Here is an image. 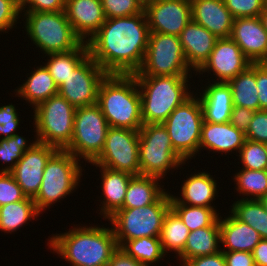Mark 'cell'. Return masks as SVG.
Instances as JSON below:
<instances>
[{
  "label": "cell",
  "mask_w": 267,
  "mask_h": 266,
  "mask_svg": "<svg viewBox=\"0 0 267 266\" xmlns=\"http://www.w3.org/2000/svg\"><path fill=\"white\" fill-rule=\"evenodd\" d=\"M149 34L145 11L107 18L87 41L89 56L107 74L133 75L143 64Z\"/></svg>",
  "instance_id": "obj_1"
},
{
  "label": "cell",
  "mask_w": 267,
  "mask_h": 266,
  "mask_svg": "<svg viewBox=\"0 0 267 266\" xmlns=\"http://www.w3.org/2000/svg\"><path fill=\"white\" fill-rule=\"evenodd\" d=\"M76 226H72L68 232L49 237V248L70 266H107L119 248L112 226Z\"/></svg>",
  "instance_id": "obj_2"
},
{
  "label": "cell",
  "mask_w": 267,
  "mask_h": 266,
  "mask_svg": "<svg viewBox=\"0 0 267 266\" xmlns=\"http://www.w3.org/2000/svg\"><path fill=\"white\" fill-rule=\"evenodd\" d=\"M99 105L110 127L140 130L141 96L134 75L107 74L98 89Z\"/></svg>",
  "instance_id": "obj_3"
},
{
  "label": "cell",
  "mask_w": 267,
  "mask_h": 266,
  "mask_svg": "<svg viewBox=\"0 0 267 266\" xmlns=\"http://www.w3.org/2000/svg\"><path fill=\"white\" fill-rule=\"evenodd\" d=\"M192 76H135L141 96L143 124H162L194 91ZM189 85V86H188ZM190 87V88H189Z\"/></svg>",
  "instance_id": "obj_4"
},
{
  "label": "cell",
  "mask_w": 267,
  "mask_h": 266,
  "mask_svg": "<svg viewBox=\"0 0 267 266\" xmlns=\"http://www.w3.org/2000/svg\"><path fill=\"white\" fill-rule=\"evenodd\" d=\"M23 14L26 35L46 55L72 51L83 43L72 28L65 11Z\"/></svg>",
  "instance_id": "obj_5"
},
{
  "label": "cell",
  "mask_w": 267,
  "mask_h": 266,
  "mask_svg": "<svg viewBox=\"0 0 267 266\" xmlns=\"http://www.w3.org/2000/svg\"><path fill=\"white\" fill-rule=\"evenodd\" d=\"M171 209V193L166 191L155 203L136 208H120L108 220L120 248L126 241L159 237L163 221Z\"/></svg>",
  "instance_id": "obj_6"
},
{
  "label": "cell",
  "mask_w": 267,
  "mask_h": 266,
  "mask_svg": "<svg viewBox=\"0 0 267 266\" xmlns=\"http://www.w3.org/2000/svg\"><path fill=\"white\" fill-rule=\"evenodd\" d=\"M80 161L66 150H57L49 158L43 172L40 190L33 199L41 214L80 186L83 175Z\"/></svg>",
  "instance_id": "obj_7"
},
{
  "label": "cell",
  "mask_w": 267,
  "mask_h": 266,
  "mask_svg": "<svg viewBox=\"0 0 267 266\" xmlns=\"http://www.w3.org/2000/svg\"><path fill=\"white\" fill-rule=\"evenodd\" d=\"M140 175L163 180L172 169H181L186 162L175 152L163 124H143L139 130ZM181 165V166H180Z\"/></svg>",
  "instance_id": "obj_8"
},
{
  "label": "cell",
  "mask_w": 267,
  "mask_h": 266,
  "mask_svg": "<svg viewBox=\"0 0 267 266\" xmlns=\"http://www.w3.org/2000/svg\"><path fill=\"white\" fill-rule=\"evenodd\" d=\"M33 110L38 142L64 150L73 137L76 108L57 93Z\"/></svg>",
  "instance_id": "obj_9"
},
{
  "label": "cell",
  "mask_w": 267,
  "mask_h": 266,
  "mask_svg": "<svg viewBox=\"0 0 267 266\" xmlns=\"http://www.w3.org/2000/svg\"><path fill=\"white\" fill-rule=\"evenodd\" d=\"M198 92L175 108L162 123L175 152L186 162L199 153L203 110Z\"/></svg>",
  "instance_id": "obj_10"
},
{
  "label": "cell",
  "mask_w": 267,
  "mask_h": 266,
  "mask_svg": "<svg viewBox=\"0 0 267 266\" xmlns=\"http://www.w3.org/2000/svg\"><path fill=\"white\" fill-rule=\"evenodd\" d=\"M110 128L99 105L76 108L73 137L64 149L75 158L93 162L103 151L106 135Z\"/></svg>",
  "instance_id": "obj_11"
},
{
  "label": "cell",
  "mask_w": 267,
  "mask_h": 266,
  "mask_svg": "<svg viewBox=\"0 0 267 266\" xmlns=\"http://www.w3.org/2000/svg\"><path fill=\"white\" fill-rule=\"evenodd\" d=\"M191 70L178 36L150 32L143 64L133 75L191 76Z\"/></svg>",
  "instance_id": "obj_12"
},
{
  "label": "cell",
  "mask_w": 267,
  "mask_h": 266,
  "mask_svg": "<svg viewBox=\"0 0 267 266\" xmlns=\"http://www.w3.org/2000/svg\"><path fill=\"white\" fill-rule=\"evenodd\" d=\"M139 130L110 127L100 155L90 163L116 171L140 175Z\"/></svg>",
  "instance_id": "obj_13"
},
{
  "label": "cell",
  "mask_w": 267,
  "mask_h": 266,
  "mask_svg": "<svg viewBox=\"0 0 267 266\" xmlns=\"http://www.w3.org/2000/svg\"><path fill=\"white\" fill-rule=\"evenodd\" d=\"M106 75L88 56L58 87V93L75 108L96 104L100 83Z\"/></svg>",
  "instance_id": "obj_14"
},
{
  "label": "cell",
  "mask_w": 267,
  "mask_h": 266,
  "mask_svg": "<svg viewBox=\"0 0 267 266\" xmlns=\"http://www.w3.org/2000/svg\"><path fill=\"white\" fill-rule=\"evenodd\" d=\"M251 63L231 38H221L216 41L210 56L196 71L195 75L198 73L203 75L206 72L211 74L213 72L216 80L211 79V82L227 83L239 73L245 71Z\"/></svg>",
  "instance_id": "obj_15"
},
{
  "label": "cell",
  "mask_w": 267,
  "mask_h": 266,
  "mask_svg": "<svg viewBox=\"0 0 267 266\" xmlns=\"http://www.w3.org/2000/svg\"><path fill=\"white\" fill-rule=\"evenodd\" d=\"M149 31L179 36L192 20L190 0H154L144 6Z\"/></svg>",
  "instance_id": "obj_16"
},
{
  "label": "cell",
  "mask_w": 267,
  "mask_h": 266,
  "mask_svg": "<svg viewBox=\"0 0 267 266\" xmlns=\"http://www.w3.org/2000/svg\"><path fill=\"white\" fill-rule=\"evenodd\" d=\"M57 150L54 146L37 142L9 172L26 197L34 199L38 194L46 163Z\"/></svg>",
  "instance_id": "obj_17"
},
{
  "label": "cell",
  "mask_w": 267,
  "mask_h": 266,
  "mask_svg": "<svg viewBox=\"0 0 267 266\" xmlns=\"http://www.w3.org/2000/svg\"><path fill=\"white\" fill-rule=\"evenodd\" d=\"M230 38L252 63L267 62V31L259 16L234 19Z\"/></svg>",
  "instance_id": "obj_18"
},
{
  "label": "cell",
  "mask_w": 267,
  "mask_h": 266,
  "mask_svg": "<svg viewBox=\"0 0 267 266\" xmlns=\"http://www.w3.org/2000/svg\"><path fill=\"white\" fill-rule=\"evenodd\" d=\"M65 13L83 42H87L106 20L101 0H66Z\"/></svg>",
  "instance_id": "obj_19"
},
{
  "label": "cell",
  "mask_w": 267,
  "mask_h": 266,
  "mask_svg": "<svg viewBox=\"0 0 267 266\" xmlns=\"http://www.w3.org/2000/svg\"><path fill=\"white\" fill-rule=\"evenodd\" d=\"M192 20L218 39L230 38L234 18L223 0H190Z\"/></svg>",
  "instance_id": "obj_20"
},
{
  "label": "cell",
  "mask_w": 267,
  "mask_h": 266,
  "mask_svg": "<svg viewBox=\"0 0 267 266\" xmlns=\"http://www.w3.org/2000/svg\"><path fill=\"white\" fill-rule=\"evenodd\" d=\"M186 62L197 71L210 56L218 38L205 27L191 20L178 36Z\"/></svg>",
  "instance_id": "obj_21"
},
{
  "label": "cell",
  "mask_w": 267,
  "mask_h": 266,
  "mask_svg": "<svg viewBox=\"0 0 267 266\" xmlns=\"http://www.w3.org/2000/svg\"><path fill=\"white\" fill-rule=\"evenodd\" d=\"M245 141V134L233 126L230 122L211 123L203 120L201 126V139L199 152L203 148L213 153H227L236 151L239 153ZM238 151V152H237Z\"/></svg>",
  "instance_id": "obj_22"
},
{
  "label": "cell",
  "mask_w": 267,
  "mask_h": 266,
  "mask_svg": "<svg viewBox=\"0 0 267 266\" xmlns=\"http://www.w3.org/2000/svg\"><path fill=\"white\" fill-rule=\"evenodd\" d=\"M209 82L208 79V86L198 95L203 119L211 123L229 122L234 107L231 87L225 82Z\"/></svg>",
  "instance_id": "obj_23"
},
{
  "label": "cell",
  "mask_w": 267,
  "mask_h": 266,
  "mask_svg": "<svg viewBox=\"0 0 267 266\" xmlns=\"http://www.w3.org/2000/svg\"><path fill=\"white\" fill-rule=\"evenodd\" d=\"M96 168L99 167L101 172V190L103 191V200L100 210V215L107 220L118 209L123 206L127 187L130 180L134 177L127 172L116 171L107 167L99 165H93Z\"/></svg>",
  "instance_id": "obj_24"
},
{
  "label": "cell",
  "mask_w": 267,
  "mask_h": 266,
  "mask_svg": "<svg viewBox=\"0 0 267 266\" xmlns=\"http://www.w3.org/2000/svg\"><path fill=\"white\" fill-rule=\"evenodd\" d=\"M219 217L221 251L252 252L260 242L259 233L250 225L239 221L232 213Z\"/></svg>",
  "instance_id": "obj_25"
},
{
  "label": "cell",
  "mask_w": 267,
  "mask_h": 266,
  "mask_svg": "<svg viewBox=\"0 0 267 266\" xmlns=\"http://www.w3.org/2000/svg\"><path fill=\"white\" fill-rule=\"evenodd\" d=\"M217 180L206 171L191 174L183 181L180 197L173 196L180 204L214 208L213 201L218 196ZM212 202V203H211Z\"/></svg>",
  "instance_id": "obj_26"
},
{
  "label": "cell",
  "mask_w": 267,
  "mask_h": 266,
  "mask_svg": "<svg viewBox=\"0 0 267 266\" xmlns=\"http://www.w3.org/2000/svg\"><path fill=\"white\" fill-rule=\"evenodd\" d=\"M28 79L22 85L15 88L16 96L21 97L32 108H36L39 104L46 101L53 95L58 93V86L55 84L53 77L44 65L37 66L33 69Z\"/></svg>",
  "instance_id": "obj_27"
},
{
  "label": "cell",
  "mask_w": 267,
  "mask_h": 266,
  "mask_svg": "<svg viewBox=\"0 0 267 266\" xmlns=\"http://www.w3.org/2000/svg\"><path fill=\"white\" fill-rule=\"evenodd\" d=\"M219 218L209 227L190 232L184 250L176 257L181 261L221 251Z\"/></svg>",
  "instance_id": "obj_28"
},
{
  "label": "cell",
  "mask_w": 267,
  "mask_h": 266,
  "mask_svg": "<svg viewBox=\"0 0 267 266\" xmlns=\"http://www.w3.org/2000/svg\"><path fill=\"white\" fill-rule=\"evenodd\" d=\"M160 178L153 176H134L127 187L121 208H136L155 203L166 191L159 185ZM162 187V188H161Z\"/></svg>",
  "instance_id": "obj_29"
},
{
  "label": "cell",
  "mask_w": 267,
  "mask_h": 266,
  "mask_svg": "<svg viewBox=\"0 0 267 266\" xmlns=\"http://www.w3.org/2000/svg\"><path fill=\"white\" fill-rule=\"evenodd\" d=\"M227 83L232 90L234 106L245 107L253 111L260 110L256 87V63H251L245 71L239 73Z\"/></svg>",
  "instance_id": "obj_30"
},
{
  "label": "cell",
  "mask_w": 267,
  "mask_h": 266,
  "mask_svg": "<svg viewBox=\"0 0 267 266\" xmlns=\"http://www.w3.org/2000/svg\"><path fill=\"white\" fill-rule=\"evenodd\" d=\"M44 66L54 79L55 84L59 87L65 79L73 72L88 56L89 49L87 42H83L78 48L67 51L50 53Z\"/></svg>",
  "instance_id": "obj_31"
},
{
  "label": "cell",
  "mask_w": 267,
  "mask_h": 266,
  "mask_svg": "<svg viewBox=\"0 0 267 266\" xmlns=\"http://www.w3.org/2000/svg\"><path fill=\"white\" fill-rule=\"evenodd\" d=\"M40 215L32 198L25 197L18 202L0 206V231L11 233L18 231L27 221L34 220ZM31 219V220H30Z\"/></svg>",
  "instance_id": "obj_32"
},
{
  "label": "cell",
  "mask_w": 267,
  "mask_h": 266,
  "mask_svg": "<svg viewBox=\"0 0 267 266\" xmlns=\"http://www.w3.org/2000/svg\"><path fill=\"white\" fill-rule=\"evenodd\" d=\"M229 213L239 221L250 225L261 239H267V211L264 203L258 199H236Z\"/></svg>",
  "instance_id": "obj_33"
},
{
  "label": "cell",
  "mask_w": 267,
  "mask_h": 266,
  "mask_svg": "<svg viewBox=\"0 0 267 266\" xmlns=\"http://www.w3.org/2000/svg\"><path fill=\"white\" fill-rule=\"evenodd\" d=\"M190 230L182 222L180 217L170 209L166 214L160 233V241L163 252L167 255L168 251L176 253L178 256L185 248L187 237Z\"/></svg>",
  "instance_id": "obj_34"
},
{
  "label": "cell",
  "mask_w": 267,
  "mask_h": 266,
  "mask_svg": "<svg viewBox=\"0 0 267 266\" xmlns=\"http://www.w3.org/2000/svg\"><path fill=\"white\" fill-rule=\"evenodd\" d=\"M120 249L144 266H151L152 263L154 265L166 256L159 237H141L128 240Z\"/></svg>",
  "instance_id": "obj_35"
},
{
  "label": "cell",
  "mask_w": 267,
  "mask_h": 266,
  "mask_svg": "<svg viewBox=\"0 0 267 266\" xmlns=\"http://www.w3.org/2000/svg\"><path fill=\"white\" fill-rule=\"evenodd\" d=\"M173 195H171V209L180 217L190 232L209 227L219 218L220 213L216 212L217 209L180 204Z\"/></svg>",
  "instance_id": "obj_36"
},
{
  "label": "cell",
  "mask_w": 267,
  "mask_h": 266,
  "mask_svg": "<svg viewBox=\"0 0 267 266\" xmlns=\"http://www.w3.org/2000/svg\"><path fill=\"white\" fill-rule=\"evenodd\" d=\"M236 191L241 199L261 200L267 195V170L240 169L233 177Z\"/></svg>",
  "instance_id": "obj_37"
},
{
  "label": "cell",
  "mask_w": 267,
  "mask_h": 266,
  "mask_svg": "<svg viewBox=\"0 0 267 266\" xmlns=\"http://www.w3.org/2000/svg\"><path fill=\"white\" fill-rule=\"evenodd\" d=\"M37 142L38 140L35 138L32 143H29V141L25 139V137L20 136L19 133H15L10 138H0L1 165H3V163L7 165L5 167L2 166L0 172H10L22 158L23 154L27 150H30Z\"/></svg>",
  "instance_id": "obj_38"
},
{
  "label": "cell",
  "mask_w": 267,
  "mask_h": 266,
  "mask_svg": "<svg viewBox=\"0 0 267 266\" xmlns=\"http://www.w3.org/2000/svg\"><path fill=\"white\" fill-rule=\"evenodd\" d=\"M242 168L249 170H267V144L245 139L239 151Z\"/></svg>",
  "instance_id": "obj_39"
},
{
  "label": "cell",
  "mask_w": 267,
  "mask_h": 266,
  "mask_svg": "<svg viewBox=\"0 0 267 266\" xmlns=\"http://www.w3.org/2000/svg\"><path fill=\"white\" fill-rule=\"evenodd\" d=\"M107 18L127 17L142 13L144 6L139 0H101Z\"/></svg>",
  "instance_id": "obj_40"
},
{
  "label": "cell",
  "mask_w": 267,
  "mask_h": 266,
  "mask_svg": "<svg viewBox=\"0 0 267 266\" xmlns=\"http://www.w3.org/2000/svg\"><path fill=\"white\" fill-rule=\"evenodd\" d=\"M234 19L258 17L264 8V0H223Z\"/></svg>",
  "instance_id": "obj_41"
},
{
  "label": "cell",
  "mask_w": 267,
  "mask_h": 266,
  "mask_svg": "<svg viewBox=\"0 0 267 266\" xmlns=\"http://www.w3.org/2000/svg\"><path fill=\"white\" fill-rule=\"evenodd\" d=\"M25 197L13 176L9 172H0V206L21 201Z\"/></svg>",
  "instance_id": "obj_42"
},
{
  "label": "cell",
  "mask_w": 267,
  "mask_h": 266,
  "mask_svg": "<svg viewBox=\"0 0 267 266\" xmlns=\"http://www.w3.org/2000/svg\"><path fill=\"white\" fill-rule=\"evenodd\" d=\"M20 17V0H0V32L8 33L19 23Z\"/></svg>",
  "instance_id": "obj_43"
},
{
  "label": "cell",
  "mask_w": 267,
  "mask_h": 266,
  "mask_svg": "<svg viewBox=\"0 0 267 266\" xmlns=\"http://www.w3.org/2000/svg\"><path fill=\"white\" fill-rule=\"evenodd\" d=\"M16 106L9 104L0 107V138L12 137L19 128L20 118Z\"/></svg>",
  "instance_id": "obj_44"
},
{
  "label": "cell",
  "mask_w": 267,
  "mask_h": 266,
  "mask_svg": "<svg viewBox=\"0 0 267 266\" xmlns=\"http://www.w3.org/2000/svg\"><path fill=\"white\" fill-rule=\"evenodd\" d=\"M245 139L267 144V110L255 111Z\"/></svg>",
  "instance_id": "obj_45"
},
{
  "label": "cell",
  "mask_w": 267,
  "mask_h": 266,
  "mask_svg": "<svg viewBox=\"0 0 267 266\" xmlns=\"http://www.w3.org/2000/svg\"><path fill=\"white\" fill-rule=\"evenodd\" d=\"M66 0H20L23 12H58L65 11Z\"/></svg>",
  "instance_id": "obj_46"
},
{
  "label": "cell",
  "mask_w": 267,
  "mask_h": 266,
  "mask_svg": "<svg viewBox=\"0 0 267 266\" xmlns=\"http://www.w3.org/2000/svg\"><path fill=\"white\" fill-rule=\"evenodd\" d=\"M255 111L245 107L234 106L230 115V123L244 134L247 132Z\"/></svg>",
  "instance_id": "obj_47"
},
{
  "label": "cell",
  "mask_w": 267,
  "mask_h": 266,
  "mask_svg": "<svg viewBox=\"0 0 267 266\" xmlns=\"http://www.w3.org/2000/svg\"><path fill=\"white\" fill-rule=\"evenodd\" d=\"M256 84L260 110H267V62L256 63Z\"/></svg>",
  "instance_id": "obj_48"
},
{
  "label": "cell",
  "mask_w": 267,
  "mask_h": 266,
  "mask_svg": "<svg viewBox=\"0 0 267 266\" xmlns=\"http://www.w3.org/2000/svg\"><path fill=\"white\" fill-rule=\"evenodd\" d=\"M181 266H226L223 251H219L214 255H206L192 258L190 260L181 261Z\"/></svg>",
  "instance_id": "obj_49"
},
{
  "label": "cell",
  "mask_w": 267,
  "mask_h": 266,
  "mask_svg": "<svg viewBox=\"0 0 267 266\" xmlns=\"http://www.w3.org/2000/svg\"><path fill=\"white\" fill-rule=\"evenodd\" d=\"M226 266H256L252 252L223 251Z\"/></svg>",
  "instance_id": "obj_50"
},
{
  "label": "cell",
  "mask_w": 267,
  "mask_h": 266,
  "mask_svg": "<svg viewBox=\"0 0 267 266\" xmlns=\"http://www.w3.org/2000/svg\"><path fill=\"white\" fill-rule=\"evenodd\" d=\"M107 266H144L133 257L128 256L122 249L118 248L113 255Z\"/></svg>",
  "instance_id": "obj_51"
},
{
  "label": "cell",
  "mask_w": 267,
  "mask_h": 266,
  "mask_svg": "<svg viewBox=\"0 0 267 266\" xmlns=\"http://www.w3.org/2000/svg\"><path fill=\"white\" fill-rule=\"evenodd\" d=\"M256 266H267V239H261L252 251Z\"/></svg>",
  "instance_id": "obj_52"
},
{
  "label": "cell",
  "mask_w": 267,
  "mask_h": 266,
  "mask_svg": "<svg viewBox=\"0 0 267 266\" xmlns=\"http://www.w3.org/2000/svg\"><path fill=\"white\" fill-rule=\"evenodd\" d=\"M259 18L262 22L263 28L267 31V8L264 7L261 11Z\"/></svg>",
  "instance_id": "obj_53"
},
{
  "label": "cell",
  "mask_w": 267,
  "mask_h": 266,
  "mask_svg": "<svg viewBox=\"0 0 267 266\" xmlns=\"http://www.w3.org/2000/svg\"><path fill=\"white\" fill-rule=\"evenodd\" d=\"M261 201L264 203L265 209H266V211H267V195L264 196V197L261 199Z\"/></svg>",
  "instance_id": "obj_54"
},
{
  "label": "cell",
  "mask_w": 267,
  "mask_h": 266,
  "mask_svg": "<svg viewBox=\"0 0 267 266\" xmlns=\"http://www.w3.org/2000/svg\"><path fill=\"white\" fill-rule=\"evenodd\" d=\"M143 6H145L147 3L153 2L154 0H139Z\"/></svg>",
  "instance_id": "obj_55"
},
{
  "label": "cell",
  "mask_w": 267,
  "mask_h": 266,
  "mask_svg": "<svg viewBox=\"0 0 267 266\" xmlns=\"http://www.w3.org/2000/svg\"><path fill=\"white\" fill-rule=\"evenodd\" d=\"M264 7L267 8V0H264Z\"/></svg>",
  "instance_id": "obj_56"
}]
</instances>
